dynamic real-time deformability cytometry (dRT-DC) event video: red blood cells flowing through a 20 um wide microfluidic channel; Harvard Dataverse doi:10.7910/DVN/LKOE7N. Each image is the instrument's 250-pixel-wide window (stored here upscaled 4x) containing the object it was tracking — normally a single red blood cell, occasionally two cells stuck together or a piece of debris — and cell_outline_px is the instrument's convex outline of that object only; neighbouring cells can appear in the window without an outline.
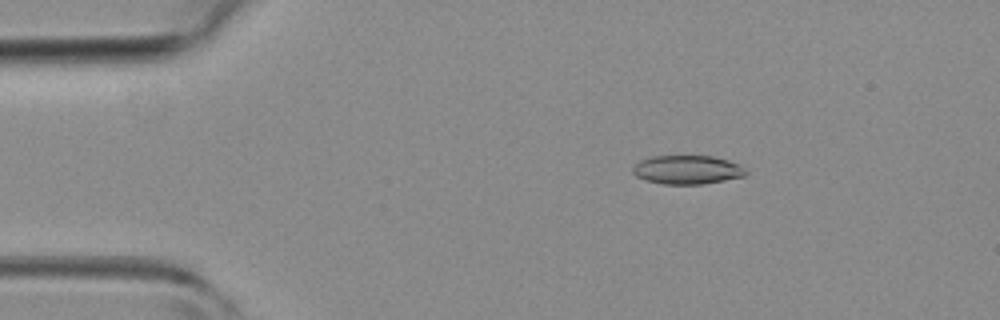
{"species": "common noctule bat (a hibernating species)", "species_latin": "Nyctalus noctula", "temperature_condition": "room temperature", "stored_images_in_passage": 3, "camera_frame_rate_fps": 3000, "um_per_image_px": 0.085, "animal": {"sex": "female", "body_mass_g": 19.3, "forearm_length_mm": 54.1}, "frame": {"image": 1, "passage_image": 1, "time_ms": 0.0, "image_size_px": [1000, 320], "cell_outline_px": [[748, 172], [744, 176], [704, 184], [664, 184], [644, 180], [636, 176], [632, 172], [632, 168], [640, 160], [652, 156], [712, 156], [728, 160], [740, 164]], "centroid_in_image_um": [58.41, 14.43], "position_along_channel_um": 26.6, "area_um2": 19.02}}